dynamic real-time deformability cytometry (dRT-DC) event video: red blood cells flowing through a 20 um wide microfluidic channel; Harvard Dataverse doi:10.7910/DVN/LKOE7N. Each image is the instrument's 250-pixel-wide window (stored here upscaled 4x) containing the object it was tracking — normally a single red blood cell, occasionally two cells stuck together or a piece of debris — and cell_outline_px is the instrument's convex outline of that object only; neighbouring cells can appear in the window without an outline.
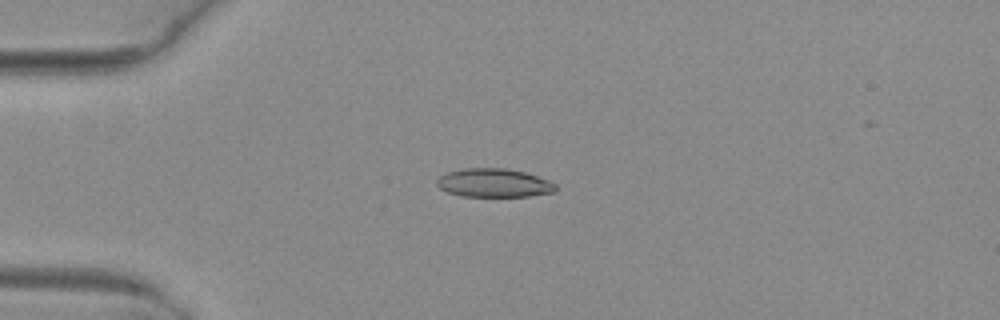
{"species": "common noctule bat (a hibernating species)", "species_latin": "Nyctalus noctula", "temperature_condition": "warm", "stored_images_in_passage": 39, "camera_frame_rate_fps": 3000, "um_per_image_px": 0.085, "animal": {"sex": "female", "body_mass_g": 29.2, "forearm_length_mm": 56.3}, "frame": {"image": 1, "passage_image": 2, "time_ms": 0.333, "image_size_px": [1000, 320], "cell_outline_px": [[556, 192], [528, 196], [460, 196], [448, 192], [440, 188], [436, 184], [436, 180], [440, 176], [448, 172], [464, 168], [504, 168], [524, 172], [548, 180], [556, 184]], "centroid_in_image_um": [41.97, 15.55], "position_along_channel_um": 43.0, "area_um2": 19.71}}
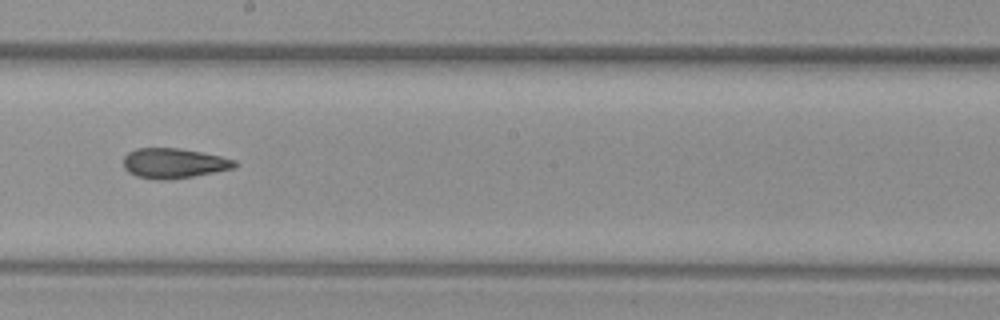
{"frame": {"image": 2, "passage_image": 18, "time_ms": 5.667, "image_size_px": [1000, 320], "cell_outline_px": [[236, 168], [192, 176], [168, 180], [156, 180], [136, 176], [128, 172], [124, 168], [124, 156], [128, 152], [136, 148], [180, 148], [220, 156], [236, 160]], "centroid_in_image_um": [14.75, 13.88], "position_along_channel_um": 233.4, "area_um2": 19.48}}
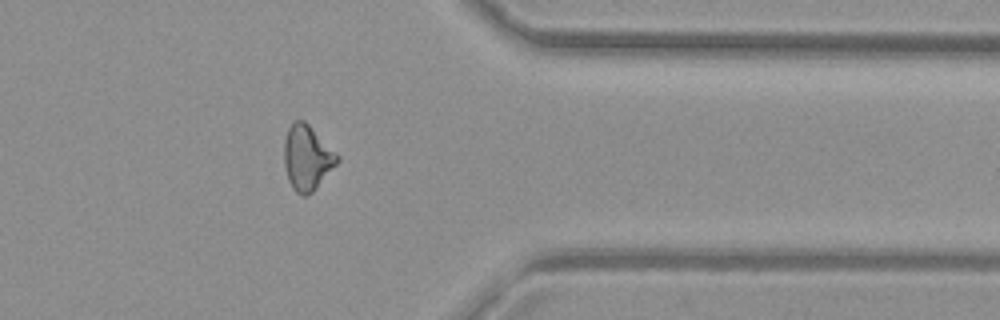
{"frame": {"image": 3, "passage_image": 30, "time_ms": 9.667, "image_size_px": [1000, 320], "cell_outline_px": [[340, 160], [316, 188], [308, 196], [300, 196], [292, 188], [288, 180], [284, 164], [284, 140], [288, 128], [296, 120], [304, 120], [340, 156]], "centroid_in_image_um": [26.1, 13.43], "position_along_channel_um": 385.3, "area_um2": 20.11}}